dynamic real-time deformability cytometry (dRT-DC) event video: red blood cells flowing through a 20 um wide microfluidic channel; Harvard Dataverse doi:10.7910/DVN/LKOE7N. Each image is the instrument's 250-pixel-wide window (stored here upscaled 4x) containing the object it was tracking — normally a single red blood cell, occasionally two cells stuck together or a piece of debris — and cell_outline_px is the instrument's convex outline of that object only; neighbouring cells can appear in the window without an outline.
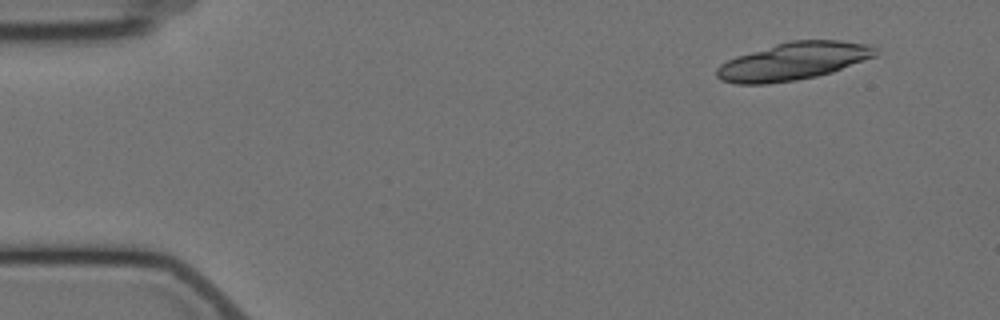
{"species": "Egyptian fruit bat (a non-hibernating species)", "species_latin": "Rousettus aegyptiacus", "temperature_condition": "cold", "stored_images_in_passage": 4, "camera_frame_rate_fps": 3000, "um_per_image_px": 0.085, "animal": {"sex": "female"}, "frame": {"image": 1, "passage_image": 1, "time_ms": 0.0, "image_size_px": [1000, 320], "cell_outline_px": [[880, 52], [876, 56], [832, 72], [816, 76], [796, 80], [768, 84], [736, 84], [720, 80], [716, 76], [716, 68], [720, 64], [736, 56], [776, 44], [792, 40], [840, 40], [868, 44], [876, 48]], "centroid_in_image_um": [67.44, 5.21], "position_along_channel_um": 17.6, "area_um2": 34.85}}